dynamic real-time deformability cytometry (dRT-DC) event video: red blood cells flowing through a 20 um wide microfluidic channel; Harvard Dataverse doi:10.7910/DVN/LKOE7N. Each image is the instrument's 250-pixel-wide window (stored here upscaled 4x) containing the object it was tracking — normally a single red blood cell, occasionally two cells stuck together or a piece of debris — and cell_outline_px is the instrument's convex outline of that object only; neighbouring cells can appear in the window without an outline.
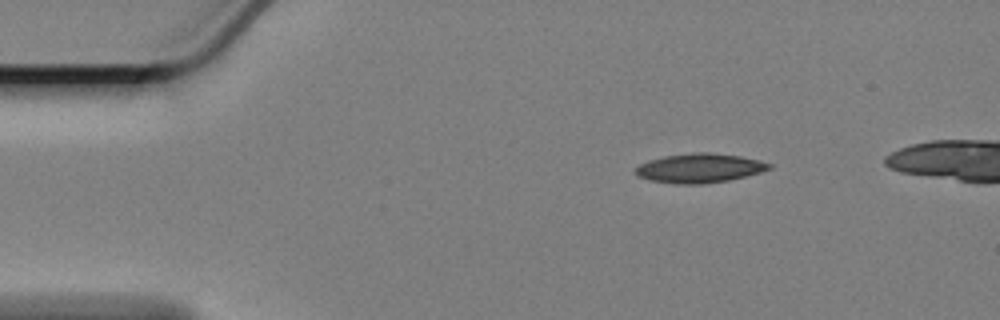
{"species": "Egyptian fruit bat (a non-hibernating species)", "species_latin": "Rousettus aegyptiacus", "temperature_condition": "cold", "stored_images_in_passage": 46, "camera_frame_rate_fps": 3000, "um_per_image_px": 0.085, "animal": {"sex": "female"}, "frame": {"image": 1, "passage_image": 1, "time_ms": 0.0, "image_size_px": [1000, 320], "cell_outline_px": [[772, 168], [760, 172], [728, 180], [704, 184], [676, 184], [648, 180], [636, 176], [636, 168], [640, 164], [664, 156], [700, 152], [708, 152], [740, 156], [760, 160], [772, 164]], "centroid_in_image_um": [59.47, 14.3], "position_along_channel_um": 25.5, "area_um2": 22.6}}
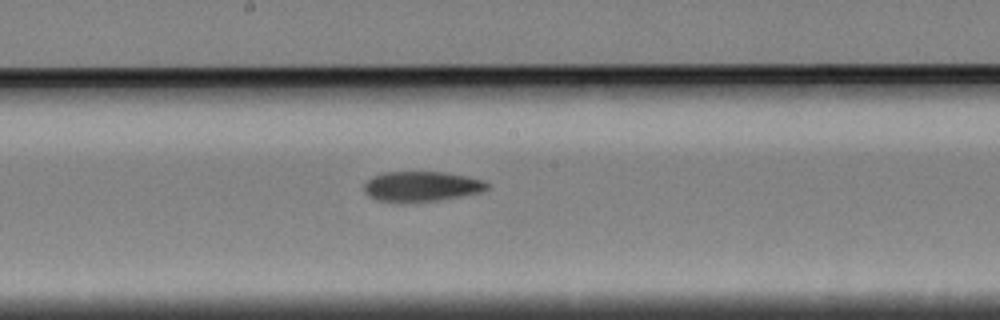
{"frame": {"image": 2, "passage_image": 23, "time_ms": 7.333, "image_size_px": [1000, 320], "cell_outline_px": [[488, 188], [480, 192], [440, 200], [404, 204], [396, 204], [376, 200], [368, 196], [364, 192], [364, 184], [372, 176], [384, 172], [444, 172], [484, 180], [488, 184]], "centroid_in_image_um": [35.75, 15.87], "position_along_channel_um": 212.4, "area_um2": 22.02}}
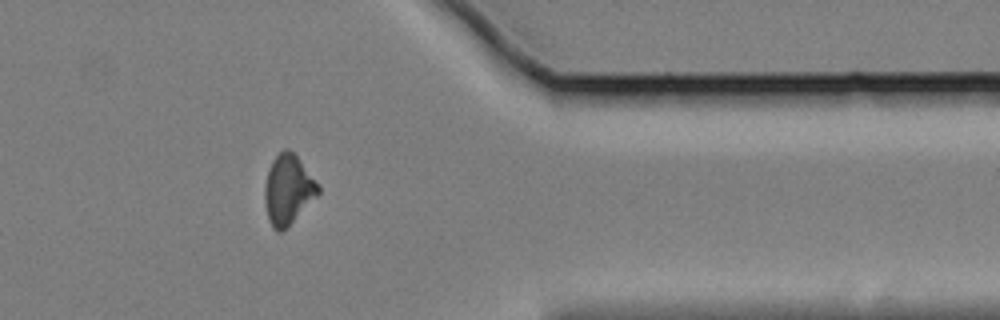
{"frame": {"image": 3, "passage_image": 40, "time_ms": 13.0, "image_size_px": [1000, 320], "cell_outline_px": [[320, 192], [280, 232], [276, 232], [272, 228], [268, 220], [264, 200], [264, 188], [268, 172], [272, 160], [284, 148], [288, 148], [296, 156], [320, 184]], "centroid_in_image_um": [24.47, 16.09], "position_along_channel_um": 386.9, "area_um2": 21.27}}